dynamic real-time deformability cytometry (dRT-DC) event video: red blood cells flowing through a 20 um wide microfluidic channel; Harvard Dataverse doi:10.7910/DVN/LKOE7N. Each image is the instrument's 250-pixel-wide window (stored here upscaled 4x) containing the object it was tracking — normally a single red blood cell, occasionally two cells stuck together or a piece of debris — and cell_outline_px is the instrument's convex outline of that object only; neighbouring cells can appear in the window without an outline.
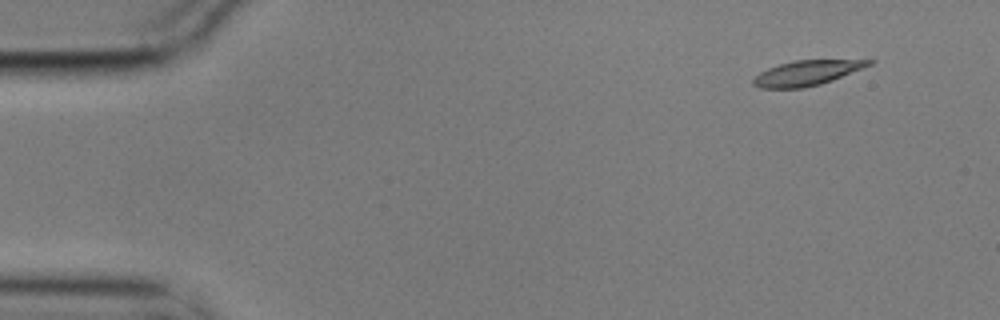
{"species": "common noctule bat (a hibernating species)", "species_latin": "Nyctalus noctula", "temperature_condition": "cold", "stored_images_in_passage": 5, "camera_frame_rate_fps": 3000, "um_per_image_px": 0.085, "animal": {"sex": "male", "body_mass_g": 17.9}, "frame": {"image": 1, "passage_image": 2, "time_ms": 0.333, "image_size_px": [1000, 320], "cell_outline_px": [[876, 60], [872, 64], [832, 80], [820, 84], [804, 88], [760, 88], [752, 84], [752, 80], [760, 72], [768, 68], [780, 64], [796, 60]], "centroid_in_image_um": [68.55, 6.21], "position_along_channel_um": 16.5, "area_um2": 16.59}}
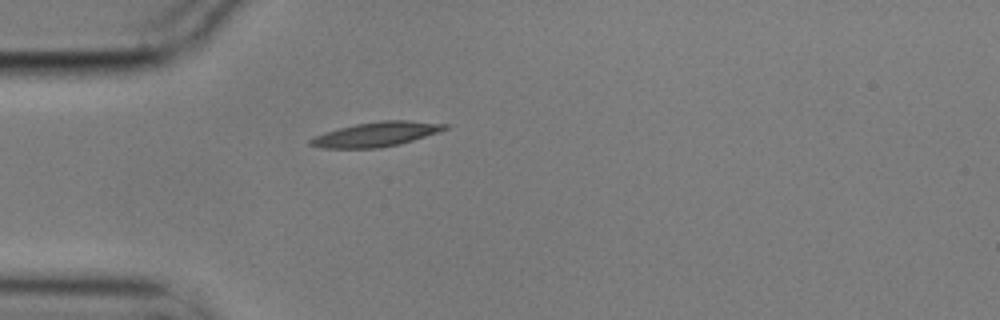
{"frame": {"image": 2, "passage_image": 5, "time_ms": 1.333, "image_size_px": [1000, 320], "cell_outline_px": [[448, 128], [440, 132], [400, 144], [380, 148], [324, 148], [308, 144], [308, 140], [324, 132], [356, 124], [380, 120], [408, 120], [448, 124]], "centroid_in_image_um": [32.01, 11.41], "position_along_channel_um": 53.0, "area_um2": 19.25}}